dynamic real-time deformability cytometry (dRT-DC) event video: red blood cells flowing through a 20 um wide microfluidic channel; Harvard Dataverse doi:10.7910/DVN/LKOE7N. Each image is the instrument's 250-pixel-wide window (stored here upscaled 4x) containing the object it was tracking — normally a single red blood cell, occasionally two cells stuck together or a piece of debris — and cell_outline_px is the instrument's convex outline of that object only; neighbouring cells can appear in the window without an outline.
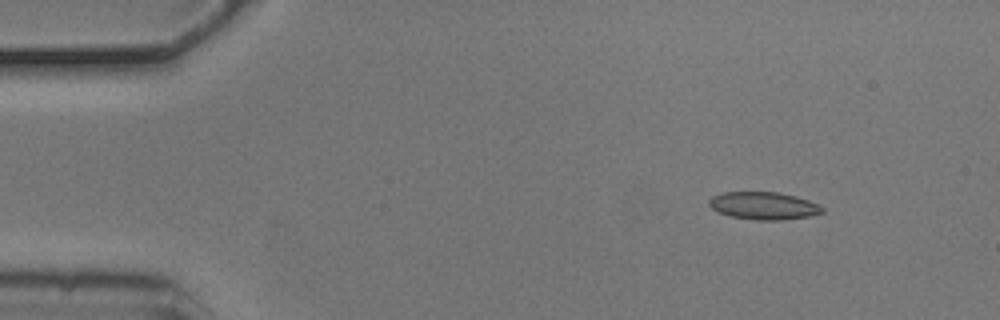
{"species": "common noctule bat (a hibernating species)", "species_latin": "Nyctalus noctula", "temperature_condition": "cold", "stored_images_in_passage": 4, "camera_frame_rate_fps": 3000, "um_per_image_px": 0.085, "animal": {"sex": "male", "body_mass_g": 20.5, "forearm_length_mm": 52.5}, "frame": {"image": 1, "passage_image": 2, "time_ms": 0.333, "image_size_px": [1000, 320], "cell_outline_px": [[824, 212], [808, 216], [780, 220], [756, 220], [732, 216], [720, 212], [712, 208], [708, 204], [708, 200], [712, 196], [724, 192], [776, 192], [796, 196], [808, 200], [824, 208]], "centroid_in_image_um": [64.9, 17.48], "position_along_channel_um": 20.1, "area_um2": 17.98}}